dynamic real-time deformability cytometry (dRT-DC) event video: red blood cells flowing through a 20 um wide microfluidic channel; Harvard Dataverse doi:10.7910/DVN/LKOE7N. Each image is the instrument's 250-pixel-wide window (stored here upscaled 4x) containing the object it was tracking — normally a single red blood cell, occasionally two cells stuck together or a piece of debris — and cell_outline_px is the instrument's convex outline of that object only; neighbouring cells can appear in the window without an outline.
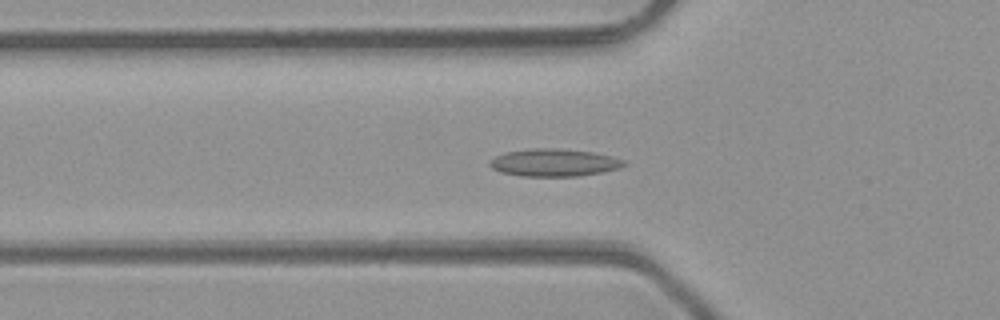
{"species": "common noctule bat (a hibernating species)", "species_latin": "Nyctalus noctula", "temperature_condition": "room temperature", "stored_images_in_passage": 49, "segment_of_instrument_passage": [1, 2], "camera_frame_rate_fps": 3000, "um_per_image_px": 0.085, "animal": {"sex": "male", "body_mass_g": 23.1, "forearm_length_mm": 52.7}, "frame": {"image": 1, "passage_image": 16, "time_ms": 5.0, "image_size_px": [1000, 320], "cell_outline_px": [[628, 164], [620, 168], [604, 172], [580, 176], [520, 176], [500, 172], [492, 168], [488, 164], [496, 156], [504, 152], [528, 148], [560, 148], [592, 152], [612, 156], [624, 160]], "centroid_in_image_um": [47.11, 13.82], "position_along_channel_um": 78.7, "area_um2": 21.79}}
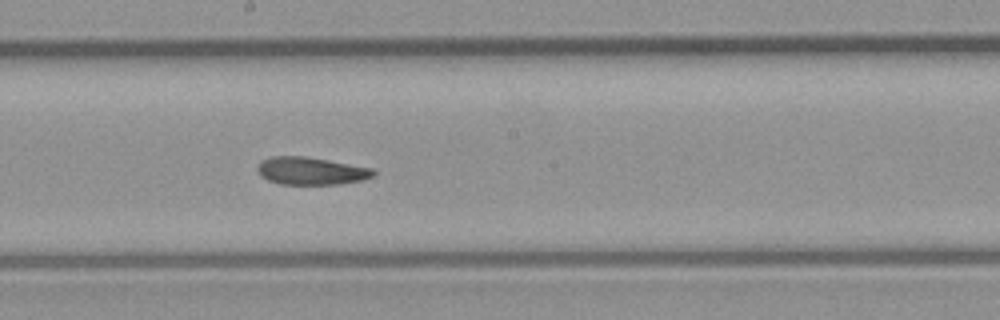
{"frame": {"image": 2, "passage_image": 26, "time_ms": 8.333, "image_size_px": [1000, 320], "cell_outline_px": [[376, 176], [360, 180], [340, 184], [280, 184], [268, 180], [260, 176], [256, 168], [260, 160], [272, 156], [304, 156], [328, 160], [372, 168], [376, 172]], "centroid_in_image_um": [26.41, 14.52], "position_along_channel_um": 221.8, "area_um2": 18.73}}
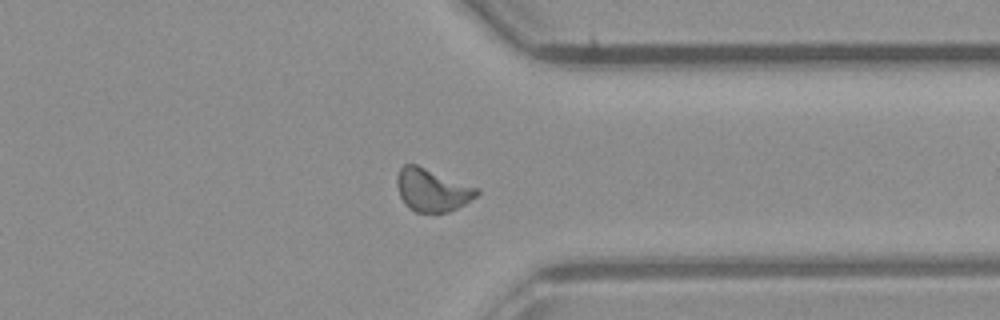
{"frame": {"image": 3, "passage_image": 37, "time_ms": 12.0, "image_size_px": [1000, 320], "cell_outline_px": [[480, 192], [476, 196], [464, 204], [448, 212], [416, 212], [408, 208], [404, 204], [400, 196], [396, 184], [396, 176], [400, 168], [404, 164], [416, 164], [480, 188]], "centroid_in_image_um": [36.72, 16.14], "position_along_channel_um": 374.7, "area_um2": 20.0}}